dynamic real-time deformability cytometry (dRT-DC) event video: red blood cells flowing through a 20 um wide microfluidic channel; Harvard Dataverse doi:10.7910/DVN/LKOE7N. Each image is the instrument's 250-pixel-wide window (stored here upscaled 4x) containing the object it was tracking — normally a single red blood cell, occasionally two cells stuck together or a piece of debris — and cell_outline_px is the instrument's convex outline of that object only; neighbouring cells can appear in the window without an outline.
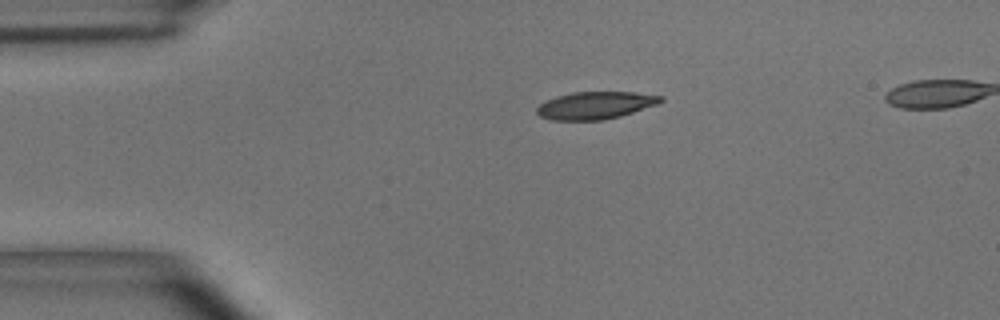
{"species": "common noctule bat (a hibernating species)", "species_latin": "Nyctalus noctula", "temperature_condition": "room temperature", "stored_images_in_passage": 42, "camera_frame_rate_fps": 3000, "um_per_image_px": 0.085, "animal": {"sex": "male", "body_mass_g": 15.6}, "frame": {"image": 1, "passage_image": 1, "time_ms": 0.0, "image_size_px": [1000, 320], "cell_outline_px": [[664, 100], [656, 104], [620, 116], [604, 120], [552, 120], [540, 116], [536, 112], [536, 108], [540, 104], [556, 96], [572, 92], [636, 92], [664, 96]], "centroid_in_image_um": [50.6, 8.95], "position_along_channel_um": 34.4, "area_um2": 19.71}}
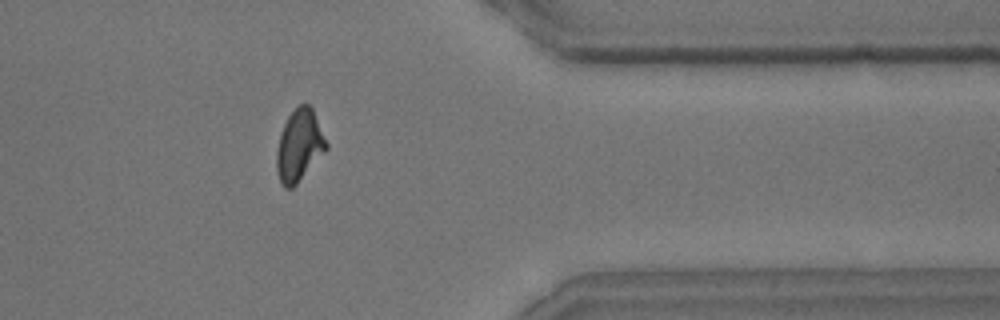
{"frame": {"image": 2, "passage_image": 34, "time_ms": 11.0, "image_size_px": [1000, 320], "cell_outline_px": [[328, 148], [296, 184], [292, 188], [284, 188], [280, 184], [276, 168], [276, 152], [280, 132], [288, 116], [300, 104], [308, 104], [312, 108], [328, 144]], "centroid_in_image_um": [25.42, 12.38], "position_along_channel_um": 386.0, "area_um2": 20.63}}
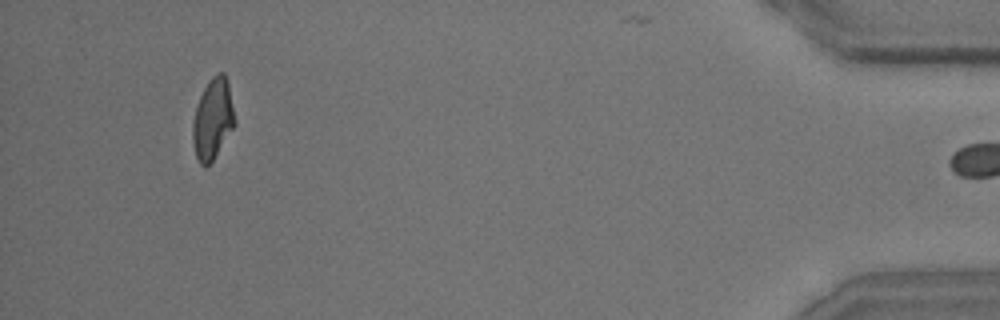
{"frame": {"image": 3, "passage_image": 41, "time_ms": 13.333, "image_size_px": [1000, 320], "cell_outline_px": [[236, 124], [212, 160], [204, 168], [200, 164], [196, 156], [192, 140], [192, 124], [196, 108], [200, 96], [208, 80], [216, 72], [224, 72], [228, 80], [236, 120]], "centroid_in_image_um": [18.1, 10.08], "position_along_channel_um": 417.1, "area_um2": 19.88}, "authors_computed_cell_mechanics": {"area_um2": 20.4323, "velocity_mm_per_s": 3.6693, "shape_relaxation_time_tau1_ms": 5.3386, "shape_relaxation_time_tau2_ms": 1.8245, "deformation_change_tau1": 0.1719, "deformation_change_tau2": 0.0804}}